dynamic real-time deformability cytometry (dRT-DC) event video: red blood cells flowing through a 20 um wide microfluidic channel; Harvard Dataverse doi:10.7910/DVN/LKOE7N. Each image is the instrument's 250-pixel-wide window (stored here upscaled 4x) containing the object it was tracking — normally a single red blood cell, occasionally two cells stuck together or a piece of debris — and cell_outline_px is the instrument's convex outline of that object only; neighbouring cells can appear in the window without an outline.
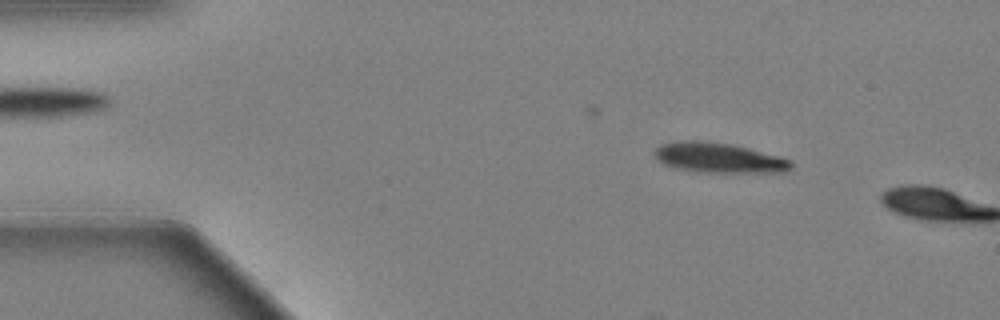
{"species": "Egyptian fruit bat (a non-hibernating species)", "species_latin": "Rousettus aegyptiacus", "temperature_condition": "warm", "stored_images_in_passage": 9, "camera_frame_rate_fps": 3000, "um_per_image_px": 0.085, "animal": {"sex": "female"}, "frame": {"image": 1, "passage_image": 8, "time_ms": 2.333, "image_size_px": [1000, 320], "cell_outline_px": [[792, 168], [784, 172], [720, 172], [676, 168], [664, 164], [656, 156], [656, 148], [660, 144], [676, 140], [700, 140], [732, 144], [780, 156], [792, 160]], "centroid_in_image_um": [61.14, 13.39], "position_along_channel_um": 23.9, "area_um2": 23.58}}